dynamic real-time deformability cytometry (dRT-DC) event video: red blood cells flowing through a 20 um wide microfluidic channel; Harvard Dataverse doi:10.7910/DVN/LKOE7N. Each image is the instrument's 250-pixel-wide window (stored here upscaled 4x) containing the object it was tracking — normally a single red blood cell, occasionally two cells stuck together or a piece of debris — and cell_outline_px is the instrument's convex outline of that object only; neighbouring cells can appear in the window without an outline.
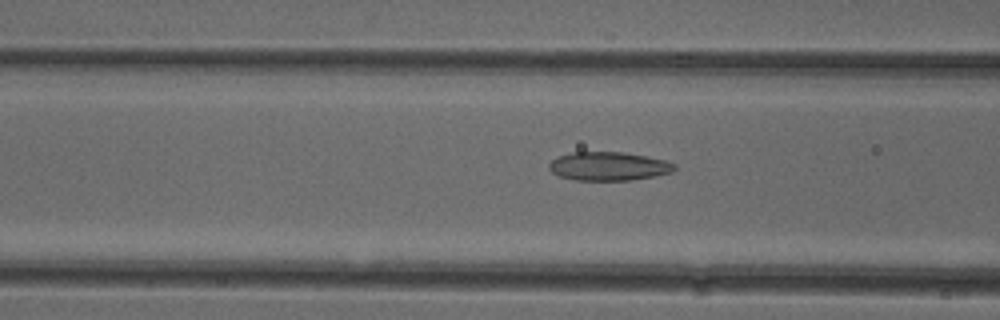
{"species": "common noctule bat (a hibernating species)", "species_latin": "Nyctalus noctula", "temperature_condition": "cold", "stored_images_in_passage": 43, "camera_frame_rate_fps": 3000, "um_per_image_px": 0.085, "animal": {"sex": "female"}, "frame": {"image": 1, "passage_image": 20, "time_ms": 6.333, "image_size_px": [1000, 320], "cell_outline_px": [[676, 168], [672, 172], [656, 176], [632, 180], [576, 180], [560, 176], [552, 172], [548, 168], [548, 164], [552, 160], [560, 156], [572, 152], [624, 152], [664, 160], [676, 164]], "centroid_in_image_um": [51.74, 14.13], "position_along_channel_um": 114.9, "area_um2": 20.87}}
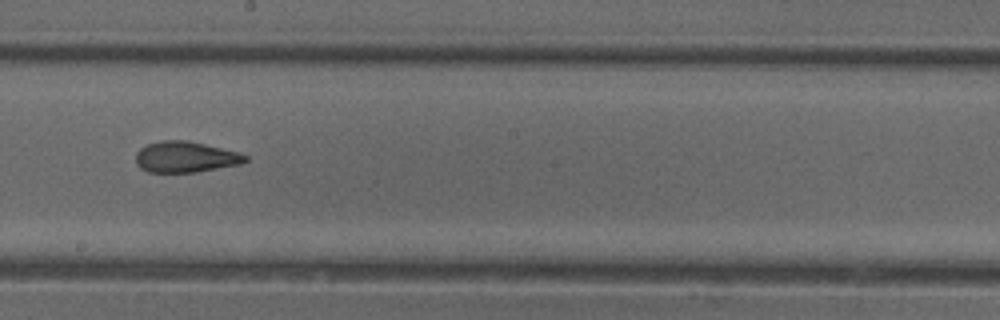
{"frame": {"image": 2, "passage_image": 29, "time_ms": 9.333, "image_size_px": [1000, 320], "cell_outline_px": [[248, 160], [240, 164], [196, 172], [148, 172], [140, 168], [136, 164], [136, 152], [140, 148], [148, 144], [160, 140], [188, 140], [236, 152], [248, 156]], "centroid_in_image_um": [15.73, 13.34], "position_along_channel_um": 232.5, "area_um2": 19.65}}
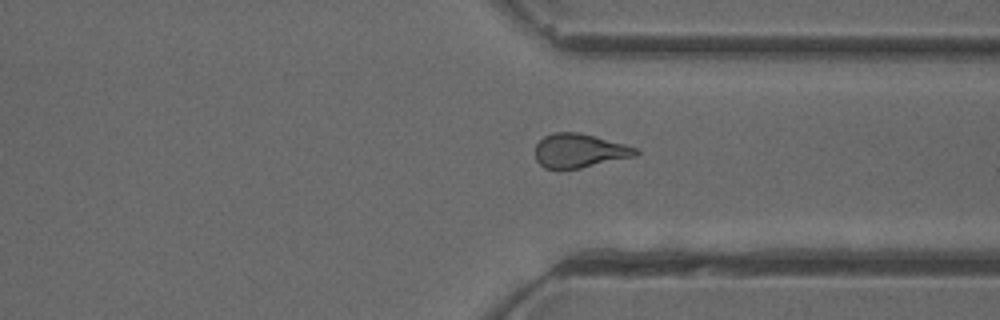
{"frame": {"image": 3, "passage_image": 39, "time_ms": 12.667, "image_size_px": [1000, 320], "cell_outline_px": [[640, 152], [636, 156], [580, 168], [544, 168], [536, 160], [536, 144], [544, 136], [552, 132], [580, 132], [624, 144], [636, 148]], "centroid_in_image_um": [49.25, 12.8], "position_along_channel_um": 362.2, "area_um2": 19.77}}